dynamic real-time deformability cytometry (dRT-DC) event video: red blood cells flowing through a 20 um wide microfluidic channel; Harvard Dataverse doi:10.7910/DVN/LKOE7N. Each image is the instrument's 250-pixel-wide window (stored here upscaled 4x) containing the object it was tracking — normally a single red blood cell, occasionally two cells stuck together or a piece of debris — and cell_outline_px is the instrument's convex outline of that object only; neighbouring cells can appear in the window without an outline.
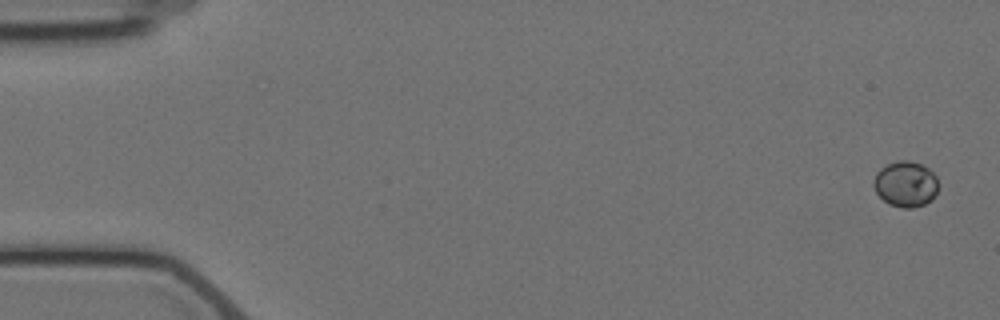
{"species": "Egyptian fruit bat (a non-hibernating species)", "species_latin": "Rousettus aegyptiacus", "temperature_condition": "cold", "stored_images_in_passage": 3, "camera_frame_rate_fps": 3000, "um_per_image_px": 0.085, "animal": {"sex": "female"}, "frame": {"image": 1, "passage_image": 1, "time_ms": 0.0, "image_size_px": [1000, 320], "cell_outline_px": [[936, 196], [932, 200], [924, 204], [912, 208], [904, 208], [888, 204], [876, 192], [872, 184], [876, 172], [880, 168], [888, 164], [900, 160], [908, 160], [920, 164], [928, 168], [936, 176]], "centroid_in_image_um": [76.96, 15.65], "position_along_channel_um": 8.0, "area_um2": 17.17}}